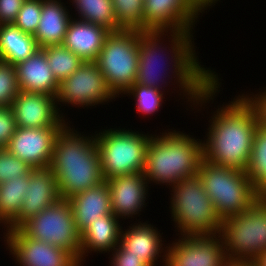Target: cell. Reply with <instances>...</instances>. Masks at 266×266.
Returning a JSON list of instances; mask_svg holds the SVG:
<instances>
[{
	"label": "cell",
	"instance_id": "obj_40",
	"mask_svg": "<svg viewBox=\"0 0 266 266\" xmlns=\"http://www.w3.org/2000/svg\"><path fill=\"white\" fill-rule=\"evenodd\" d=\"M254 266H266V252L261 255L254 263Z\"/></svg>",
	"mask_w": 266,
	"mask_h": 266
},
{
	"label": "cell",
	"instance_id": "obj_31",
	"mask_svg": "<svg viewBox=\"0 0 266 266\" xmlns=\"http://www.w3.org/2000/svg\"><path fill=\"white\" fill-rule=\"evenodd\" d=\"M166 91L155 87L143 86L137 83H134L124 95L133 96V99L136 104L137 113H142L143 115L149 117L159 111L164 103V95Z\"/></svg>",
	"mask_w": 266,
	"mask_h": 266
},
{
	"label": "cell",
	"instance_id": "obj_20",
	"mask_svg": "<svg viewBox=\"0 0 266 266\" xmlns=\"http://www.w3.org/2000/svg\"><path fill=\"white\" fill-rule=\"evenodd\" d=\"M19 90L51 95L56 98L59 82L54 77L42 49L15 64Z\"/></svg>",
	"mask_w": 266,
	"mask_h": 266
},
{
	"label": "cell",
	"instance_id": "obj_34",
	"mask_svg": "<svg viewBox=\"0 0 266 266\" xmlns=\"http://www.w3.org/2000/svg\"><path fill=\"white\" fill-rule=\"evenodd\" d=\"M32 170L23 160L11 154L6 148H0V184L20 176H27Z\"/></svg>",
	"mask_w": 266,
	"mask_h": 266
},
{
	"label": "cell",
	"instance_id": "obj_11",
	"mask_svg": "<svg viewBox=\"0 0 266 266\" xmlns=\"http://www.w3.org/2000/svg\"><path fill=\"white\" fill-rule=\"evenodd\" d=\"M117 98L109 89L105 78L95 61H85L78 70L59 83L56 96L57 106L60 111L61 103L73 106L85 107L98 104H107ZM107 102V103H106ZM85 106V107H84Z\"/></svg>",
	"mask_w": 266,
	"mask_h": 266
},
{
	"label": "cell",
	"instance_id": "obj_36",
	"mask_svg": "<svg viewBox=\"0 0 266 266\" xmlns=\"http://www.w3.org/2000/svg\"><path fill=\"white\" fill-rule=\"evenodd\" d=\"M111 255L109 266H147L140 260V257L131 255L130 251H126L120 244L112 251Z\"/></svg>",
	"mask_w": 266,
	"mask_h": 266
},
{
	"label": "cell",
	"instance_id": "obj_24",
	"mask_svg": "<svg viewBox=\"0 0 266 266\" xmlns=\"http://www.w3.org/2000/svg\"><path fill=\"white\" fill-rule=\"evenodd\" d=\"M61 0H42V11L37 31L33 35L40 49L62 45L72 12ZM71 12V14H70Z\"/></svg>",
	"mask_w": 266,
	"mask_h": 266
},
{
	"label": "cell",
	"instance_id": "obj_38",
	"mask_svg": "<svg viewBox=\"0 0 266 266\" xmlns=\"http://www.w3.org/2000/svg\"><path fill=\"white\" fill-rule=\"evenodd\" d=\"M260 90L257 94H244L248 100L256 107L259 124L266 128V88Z\"/></svg>",
	"mask_w": 266,
	"mask_h": 266
},
{
	"label": "cell",
	"instance_id": "obj_21",
	"mask_svg": "<svg viewBox=\"0 0 266 266\" xmlns=\"http://www.w3.org/2000/svg\"><path fill=\"white\" fill-rule=\"evenodd\" d=\"M110 32L104 26L72 18L62 45L84 62L96 61Z\"/></svg>",
	"mask_w": 266,
	"mask_h": 266
},
{
	"label": "cell",
	"instance_id": "obj_12",
	"mask_svg": "<svg viewBox=\"0 0 266 266\" xmlns=\"http://www.w3.org/2000/svg\"><path fill=\"white\" fill-rule=\"evenodd\" d=\"M220 0H144L145 31H193L205 10ZM214 4V5H213Z\"/></svg>",
	"mask_w": 266,
	"mask_h": 266
},
{
	"label": "cell",
	"instance_id": "obj_15",
	"mask_svg": "<svg viewBox=\"0 0 266 266\" xmlns=\"http://www.w3.org/2000/svg\"><path fill=\"white\" fill-rule=\"evenodd\" d=\"M64 127H17L6 149L32 169L49 168L56 137Z\"/></svg>",
	"mask_w": 266,
	"mask_h": 266
},
{
	"label": "cell",
	"instance_id": "obj_14",
	"mask_svg": "<svg viewBox=\"0 0 266 266\" xmlns=\"http://www.w3.org/2000/svg\"><path fill=\"white\" fill-rule=\"evenodd\" d=\"M167 245L165 266H221L227 259L220 235L179 236Z\"/></svg>",
	"mask_w": 266,
	"mask_h": 266
},
{
	"label": "cell",
	"instance_id": "obj_28",
	"mask_svg": "<svg viewBox=\"0 0 266 266\" xmlns=\"http://www.w3.org/2000/svg\"><path fill=\"white\" fill-rule=\"evenodd\" d=\"M246 173L258 192L266 187V128L260 124L255 132Z\"/></svg>",
	"mask_w": 266,
	"mask_h": 266
},
{
	"label": "cell",
	"instance_id": "obj_1",
	"mask_svg": "<svg viewBox=\"0 0 266 266\" xmlns=\"http://www.w3.org/2000/svg\"><path fill=\"white\" fill-rule=\"evenodd\" d=\"M192 32L140 31L139 65L135 83L163 91L166 90L165 87L176 84L173 90H176L178 95H183L182 99H188L184 102L189 103L190 107H195L192 110L200 106L198 111H201L202 107L211 100L213 102L220 92L222 83L219 81L222 79H219L216 71L201 65L196 55V43ZM164 41H168L169 44H164Z\"/></svg>",
	"mask_w": 266,
	"mask_h": 266
},
{
	"label": "cell",
	"instance_id": "obj_37",
	"mask_svg": "<svg viewBox=\"0 0 266 266\" xmlns=\"http://www.w3.org/2000/svg\"><path fill=\"white\" fill-rule=\"evenodd\" d=\"M25 0H0V25L13 24Z\"/></svg>",
	"mask_w": 266,
	"mask_h": 266
},
{
	"label": "cell",
	"instance_id": "obj_17",
	"mask_svg": "<svg viewBox=\"0 0 266 266\" xmlns=\"http://www.w3.org/2000/svg\"><path fill=\"white\" fill-rule=\"evenodd\" d=\"M61 199L58 183L50 168L32 169L22 207L17 216L4 228V232L20 228L30 218Z\"/></svg>",
	"mask_w": 266,
	"mask_h": 266
},
{
	"label": "cell",
	"instance_id": "obj_7",
	"mask_svg": "<svg viewBox=\"0 0 266 266\" xmlns=\"http://www.w3.org/2000/svg\"><path fill=\"white\" fill-rule=\"evenodd\" d=\"M95 132L104 180L143 172L152 134L128 128H110ZM98 132V133H97ZM144 133V134H143Z\"/></svg>",
	"mask_w": 266,
	"mask_h": 266
},
{
	"label": "cell",
	"instance_id": "obj_33",
	"mask_svg": "<svg viewBox=\"0 0 266 266\" xmlns=\"http://www.w3.org/2000/svg\"><path fill=\"white\" fill-rule=\"evenodd\" d=\"M42 11V0H25L13 23L22 32L34 35L37 31Z\"/></svg>",
	"mask_w": 266,
	"mask_h": 266
},
{
	"label": "cell",
	"instance_id": "obj_9",
	"mask_svg": "<svg viewBox=\"0 0 266 266\" xmlns=\"http://www.w3.org/2000/svg\"><path fill=\"white\" fill-rule=\"evenodd\" d=\"M219 235L227 259L254 263L266 252V205L258 199L245 212L224 219Z\"/></svg>",
	"mask_w": 266,
	"mask_h": 266
},
{
	"label": "cell",
	"instance_id": "obj_32",
	"mask_svg": "<svg viewBox=\"0 0 266 266\" xmlns=\"http://www.w3.org/2000/svg\"><path fill=\"white\" fill-rule=\"evenodd\" d=\"M19 91L15 65L0 60V107H11Z\"/></svg>",
	"mask_w": 266,
	"mask_h": 266
},
{
	"label": "cell",
	"instance_id": "obj_39",
	"mask_svg": "<svg viewBox=\"0 0 266 266\" xmlns=\"http://www.w3.org/2000/svg\"><path fill=\"white\" fill-rule=\"evenodd\" d=\"M253 263L245 260H230L226 259L221 266H252Z\"/></svg>",
	"mask_w": 266,
	"mask_h": 266
},
{
	"label": "cell",
	"instance_id": "obj_25",
	"mask_svg": "<svg viewBox=\"0 0 266 266\" xmlns=\"http://www.w3.org/2000/svg\"><path fill=\"white\" fill-rule=\"evenodd\" d=\"M39 49L33 35L22 32L14 24L0 25V60L15 65Z\"/></svg>",
	"mask_w": 266,
	"mask_h": 266
},
{
	"label": "cell",
	"instance_id": "obj_27",
	"mask_svg": "<svg viewBox=\"0 0 266 266\" xmlns=\"http://www.w3.org/2000/svg\"><path fill=\"white\" fill-rule=\"evenodd\" d=\"M28 185L29 174L0 184V226L3 228L19 213Z\"/></svg>",
	"mask_w": 266,
	"mask_h": 266
},
{
	"label": "cell",
	"instance_id": "obj_23",
	"mask_svg": "<svg viewBox=\"0 0 266 266\" xmlns=\"http://www.w3.org/2000/svg\"><path fill=\"white\" fill-rule=\"evenodd\" d=\"M119 220L113 213L102 215L100 220L90 222V225L81 232V265H84L88 253L110 254L120 244L123 224H120Z\"/></svg>",
	"mask_w": 266,
	"mask_h": 266
},
{
	"label": "cell",
	"instance_id": "obj_10",
	"mask_svg": "<svg viewBox=\"0 0 266 266\" xmlns=\"http://www.w3.org/2000/svg\"><path fill=\"white\" fill-rule=\"evenodd\" d=\"M20 229L32 239L65 249L80 263L81 233L69 200L60 199L26 221Z\"/></svg>",
	"mask_w": 266,
	"mask_h": 266
},
{
	"label": "cell",
	"instance_id": "obj_18",
	"mask_svg": "<svg viewBox=\"0 0 266 266\" xmlns=\"http://www.w3.org/2000/svg\"><path fill=\"white\" fill-rule=\"evenodd\" d=\"M106 182L110 191L112 211L117 218L126 220L141 215L143 207L147 206L146 197H149L150 188L143 172L112 177Z\"/></svg>",
	"mask_w": 266,
	"mask_h": 266
},
{
	"label": "cell",
	"instance_id": "obj_2",
	"mask_svg": "<svg viewBox=\"0 0 266 266\" xmlns=\"http://www.w3.org/2000/svg\"><path fill=\"white\" fill-rule=\"evenodd\" d=\"M213 111L207 139L202 141L203 158L214 165L246 172L259 125L256 107L242 93Z\"/></svg>",
	"mask_w": 266,
	"mask_h": 266
},
{
	"label": "cell",
	"instance_id": "obj_3",
	"mask_svg": "<svg viewBox=\"0 0 266 266\" xmlns=\"http://www.w3.org/2000/svg\"><path fill=\"white\" fill-rule=\"evenodd\" d=\"M68 123L54 144L50 169L54 172L61 199H69L104 181L95 134L85 136Z\"/></svg>",
	"mask_w": 266,
	"mask_h": 266
},
{
	"label": "cell",
	"instance_id": "obj_19",
	"mask_svg": "<svg viewBox=\"0 0 266 266\" xmlns=\"http://www.w3.org/2000/svg\"><path fill=\"white\" fill-rule=\"evenodd\" d=\"M148 223L147 220L141 222L139 219L138 223L136 221L133 225H128L127 229L122 227L120 245L126 251H130L131 255L140 257V260L147 266L158 265L157 262H161L157 260L159 258L163 259L161 263H163L162 266H165L166 246L163 247V245H166L164 243L166 240H162V234L158 228Z\"/></svg>",
	"mask_w": 266,
	"mask_h": 266
},
{
	"label": "cell",
	"instance_id": "obj_16",
	"mask_svg": "<svg viewBox=\"0 0 266 266\" xmlns=\"http://www.w3.org/2000/svg\"><path fill=\"white\" fill-rule=\"evenodd\" d=\"M11 107L17 127H65L70 122L51 95L20 90Z\"/></svg>",
	"mask_w": 266,
	"mask_h": 266
},
{
	"label": "cell",
	"instance_id": "obj_6",
	"mask_svg": "<svg viewBox=\"0 0 266 266\" xmlns=\"http://www.w3.org/2000/svg\"><path fill=\"white\" fill-rule=\"evenodd\" d=\"M198 175L221 221L245 212L259 199L245 171L203 159Z\"/></svg>",
	"mask_w": 266,
	"mask_h": 266
},
{
	"label": "cell",
	"instance_id": "obj_35",
	"mask_svg": "<svg viewBox=\"0 0 266 266\" xmlns=\"http://www.w3.org/2000/svg\"><path fill=\"white\" fill-rule=\"evenodd\" d=\"M17 129L12 107H0V148H6Z\"/></svg>",
	"mask_w": 266,
	"mask_h": 266
},
{
	"label": "cell",
	"instance_id": "obj_26",
	"mask_svg": "<svg viewBox=\"0 0 266 266\" xmlns=\"http://www.w3.org/2000/svg\"><path fill=\"white\" fill-rule=\"evenodd\" d=\"M77 11L74 18L104 26L111 32L118 31L112 0H69Z\"/></svg>",
	"mask_w": 266,
	"mask_h": 266
},
{
	"label": "cell",
	"instance_id": "obj_13",
	"mask_svg": "<svg viewBox=\"0 0 266 266\" xmlns=\"http://www.w3.org/2000/svg\"><path fill=\"white\" fill-rule=\"evenodd\" d=\"M4 243L20 266H83L65 249L28 237L20 228L8 230Z\"/></svg>",
	"mask_w": 266,
	"mask_h": 266
},
{
	"label": "cell",
	"instance_id": "obj_22",
	"mask_svg": "<svg viewBox=\"0 0 266 266\" xmlns=\"http://www.w3.org/2000/svg\"><path fill=\"white\" fill-rule=\"evenodd\" d=\"M68 200L73 210L75 225L80 233L90 225V222L100 220L102 215L113 213L106 180L75 194Z\"/></svg>",
	"mask_w": 266,
	"mask_h": 266
},
{
	"label": "cell",
	"instance_id": "obj_4",
	"mask_svg": "<svg viewBox=\"0 0 266 266\" xmlns=\"http://www.w3.org/2000/svg\"><path fill=\"white\" fill-rule=\"evenodd\" d=\"M168 130L171 131L151 135L143 174L148 184L170 185V190L183 178L196 175L204 158L202 139L176 129Z\"/></svg>",
	"mask_w": 266,
	"mask_h": 266
},
{
	"label": "cell",
	"instance_id": "obj_29",
	"mask_svg": "<svg viewBox=\"0 0 266 266\" xmlns=\"http://www.w3.org/2000/svg\"><path fill=\"white\" fill-rule=\"evenodd\" d=\"M42 50L54 77L59 83L78 70L84 63V60L63 45L47 46Z\"/></svg>",
	"mask_w": 266,
	"mask_h": 266
},
{
	"label": "cell",
	"instance_id": "obj_30",
	"mask_svg": "<svg viewBox=\"0 0 266 266\" xmlns=\"http://www.w3.org/2000/svg\"><path fill=\"white\" fill-rule=\"evenodd\" d=\"M120 30L145 31L144 0H112Z\"/></svg>",
	"mask_w": 266,
	"mask_h": 266
},
{
	"label": "cell",
	"instance_id": "obj_41",
	"mask_svg": "<svg viewBox=\"0 0 266 266\" xmlns=\"http://www.w3.org/2000/svg\"><path fill=\"white\" fill-rule=\"evenodd\" d=\"M259 199L266 205V187L259 192Z\"/></svg>",
	"mask_w": 266,
	"mask_h": 266
},
{
	"label": "cell",
	"instance_id": "obj_8",
	"mask_svg": "<svg viewBox=\"0 0 266 266\" xmlns=\"http://www.w3.org/2000/svg\"><path fill=\"white\" fill-rule=\"evenodd\" d=\"M140 31L123 29L110 32L95 61L116 97L123 96L137 78Z\"/></svg>",
	"mask_w": 266,
	"mask_h": 266
},
{
	"label": "cell",
	"instance_id": "obj_5",
	"mask_svg": "<svg viewBox=\"0 0 266 266\" xmlns=\"http://www.w3.org/2000/svg\"><path fill=\"white\" fill-rule=\"evenodd\" d=\"M171 218L178 236L219 235L222 221L203 188L198 173L185 177L172 187Z\"/></svg>",
	"mask_w": 266,
	"mask_h": 266
}]
</instances>
